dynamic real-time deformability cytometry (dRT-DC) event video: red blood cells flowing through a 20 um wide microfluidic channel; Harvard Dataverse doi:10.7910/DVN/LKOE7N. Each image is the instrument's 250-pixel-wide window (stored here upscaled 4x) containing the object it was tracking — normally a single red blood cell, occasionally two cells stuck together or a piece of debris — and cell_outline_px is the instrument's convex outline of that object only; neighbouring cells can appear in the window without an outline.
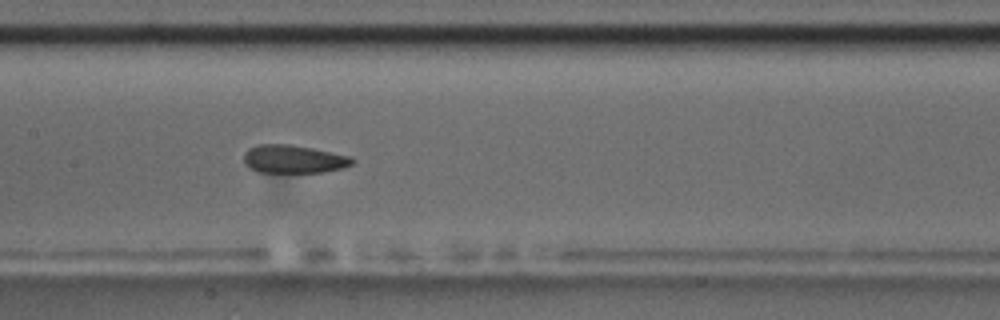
{"species": "common noctule bat (a hibernating species)", "species_latin": "Nyctalus noctula", "temperature_condition": "room temperature", "stored_images_in_passage": 8, "camera_frame_rate_fps": 3000, "um_per_image_px": 0.085, "animal": {"sex": "male", "body_mass_g": 17.5, "forearm_length_mm": 52.3}, "frame": {"image": 1, "passage_image": 8, "time_ms": 8.0, "image_size_px": [1000, 320], "cell_outline_px": [[356, 160], [352, 164], [344, 168], [324, 172], [260, 172], [248, 168], [244, 164], [244, 152], [248, 148], [256, 144], [292, 144], [312, 148], [348, 156]], "centroid_in_image_um": [24.92, 13.52], "position_along_channel_um": 182.5, "area_um2": 17.92}}